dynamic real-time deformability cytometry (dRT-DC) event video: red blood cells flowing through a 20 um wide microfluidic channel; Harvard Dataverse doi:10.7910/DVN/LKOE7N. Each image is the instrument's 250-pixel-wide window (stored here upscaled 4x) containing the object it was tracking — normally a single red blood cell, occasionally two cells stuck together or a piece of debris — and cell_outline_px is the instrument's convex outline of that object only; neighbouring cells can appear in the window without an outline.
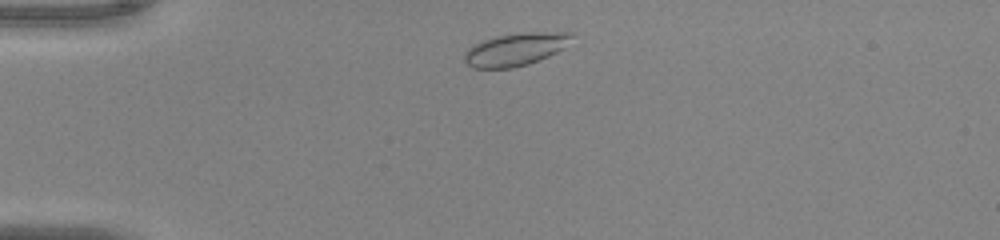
{"species": "common noctule bat (a hibernating species)", "species_latin": "Nyctalus noctula", "temperature_condition": "warm", "stored_images_in_passage": 42, "camera_frame_rate_fps": 3000, "um_per_image_px": 0.085, "animal": {"sex": "male", "body_mass_g": 20.0, "forearm_length_mm": 53.3}, "frame": {"image": 1, "passage_image": 3, "time_ms": 0.667, "image_size_px": [1000, 240], "cell_outline_px": [[572, 36], [564, 48], [548, 56], [528, 64], [512, 68], [472, 68], [464, 60], [464, 52], [472, 44], [496, 36], [520, 32], [572, 32]], "centroid_in_image_um": [43.78, 4.19], "position_along_channel_um": 41.2, "area_um2": 20.46}}
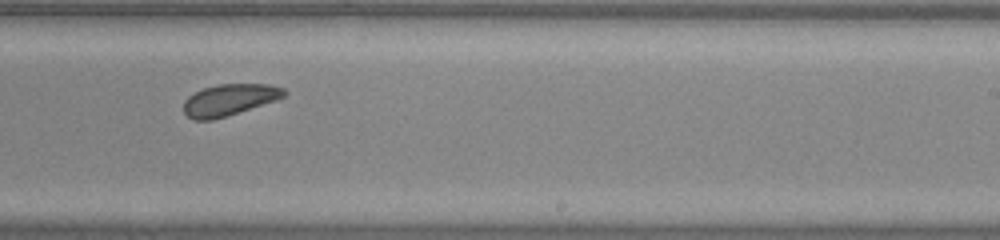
{"frame": {"image": 2, "passage_image": 23, "time_ms": 7.333, "image_size_px": [1000, 240], "cell_outline_px": [[288, 92], [284, 96], [276, 100], [212, 120], [192, 120], [184, 112], [184, 100], [188, 96], [204, 88], [216, 84], [268, 84], [284, 88]], "centroid_in_image_um": [19.48, 8.47], "position_along_channel_um": 269.5, "area_um2": 18.26}}
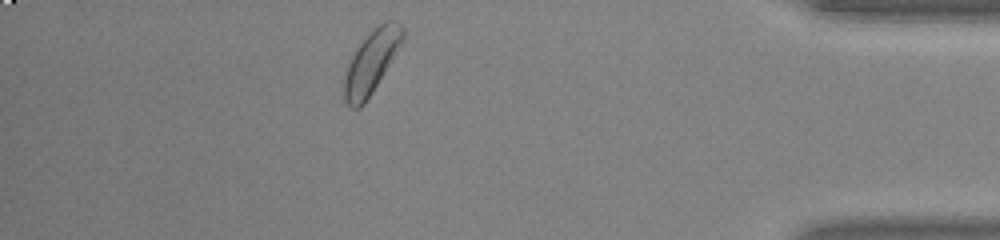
{"frame": {"image": 3, "passage_image": 36, "time_ms": 11.667, "image_size_px": [1000, 240], "cell_outline_px": [[404, 36], [400, 44], [372, 92], [364, 104], [360, 108], [348, 108], [344, 100], [344, 76], [348, 64], [356, 48], [384, 20], [396, 20], [404, 24]], "centroid_in_image_um": [31.55, 5.28], "position_along_channel_um": 403.7, "area_um2": 20.87}}